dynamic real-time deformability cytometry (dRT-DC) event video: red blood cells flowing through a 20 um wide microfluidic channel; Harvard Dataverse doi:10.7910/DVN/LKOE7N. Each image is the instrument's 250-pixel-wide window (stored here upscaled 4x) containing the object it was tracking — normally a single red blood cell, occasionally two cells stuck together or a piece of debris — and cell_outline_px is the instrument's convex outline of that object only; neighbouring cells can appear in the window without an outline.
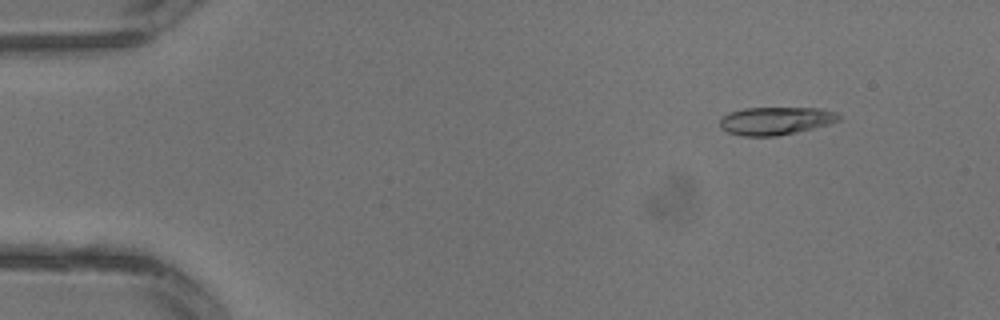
{"species": "common noctule bat (a hibernating species)", "species_latin": "Nyctalus noctula", "temperature_condition": "warm", "stored_images_in_passage": 3, "camera_frame_rate_fps": 3000, "um_per_image_px": 0.085, "animal": {"sex": "male", "body_mass_g": 13.3}, "frame": {"image": 1, "passage_image": 1, "time_ms": 0.0, "image_size_px": [1000, 320], "cell_outline_px": [[840, 120], [828, 124], [796, 132], [776, 136], [744, 136], [728, 132], [720, 128], [720, 120], [728, 112], [744, 108], [820, 108], [836, 112], [840, 116]], "centroid_in_image_um": [65.92, 10.26], "position_along_channel_um": 19.1, "area_um2": 19.25}}
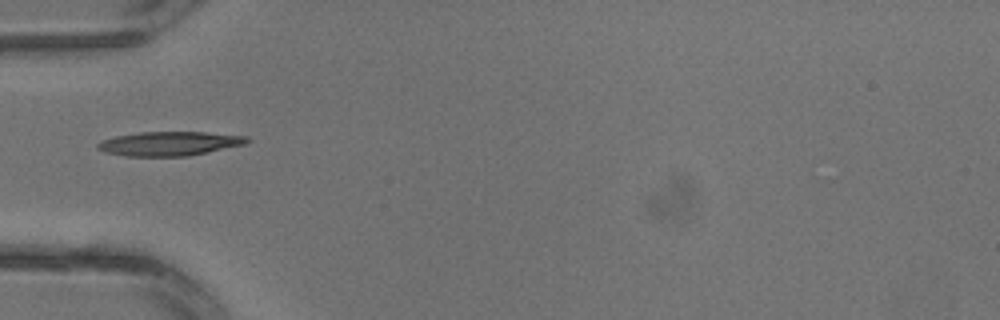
{"frame": {"image": 2, "passage_image": 3, "time_ms": 0.667, "image_size_px": [1000, 320], "cell_outline_px": [[252, 140], [248, 144], [188, 156], [128, 156], [104, 152], [96, 148], [96, 144], [100, 140], [116, 136], [140, 132], [204, 132], [248, 136]], "centroid_in_image_um": [14.43, 12.2], "position_along_channel_um": 70.6, "area_um2": 21.21}}